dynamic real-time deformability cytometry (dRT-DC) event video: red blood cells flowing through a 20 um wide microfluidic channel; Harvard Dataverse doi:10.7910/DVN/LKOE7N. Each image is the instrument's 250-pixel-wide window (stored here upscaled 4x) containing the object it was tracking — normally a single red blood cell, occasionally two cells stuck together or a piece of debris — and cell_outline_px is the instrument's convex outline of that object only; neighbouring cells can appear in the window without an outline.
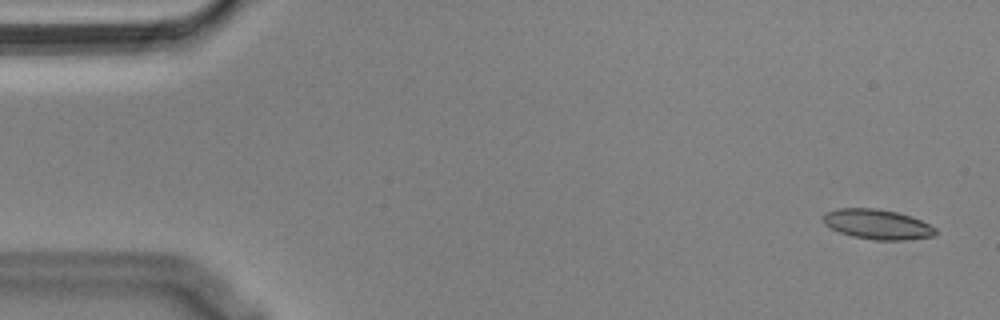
{"species": "Egyptian fruit bat (a non-hibernating species)", "species_latin": "Rousettus aegyptiacus", "temperature_condition": "cold", "stored_images_in_passage": 2, "camera_frame_rate_fps": 3000, "um_per_image_px": 0.085, "animal": {"sex": "male"}, "frame": {"image": 1, "passage_image": 1, "time_ms": 0.0, "image_size_px": [1000, 320], "cell_outline_px": [[936, 232], [932, 236], [908, 240], [876, 240], [852, 236], [840, 232], [824, 224], [820, 216], [824, 212], [840, 208], [872, 208], [896, 212], [920, 220], [936, 228]], "centroid_in_image_um": [74.52, 19.06], "position_along_channel_um": 10.5, "area_um2": 19.48}}